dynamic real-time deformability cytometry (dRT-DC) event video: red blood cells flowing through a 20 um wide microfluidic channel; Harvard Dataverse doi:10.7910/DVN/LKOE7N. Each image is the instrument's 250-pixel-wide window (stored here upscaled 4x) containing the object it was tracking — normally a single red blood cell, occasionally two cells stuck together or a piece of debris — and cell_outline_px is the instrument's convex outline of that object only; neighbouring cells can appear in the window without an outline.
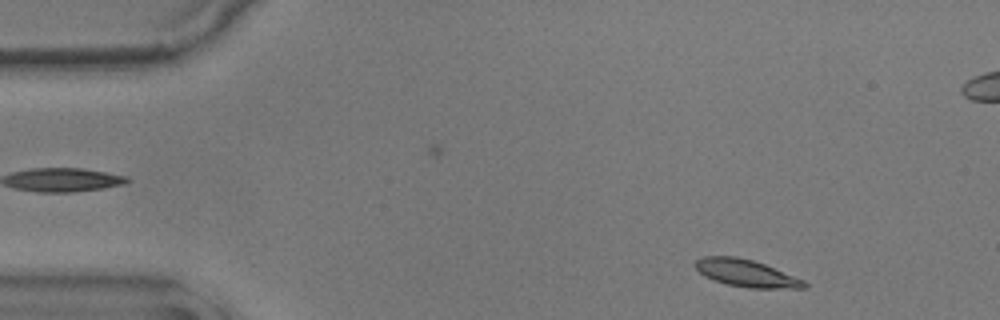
{"species": "common noctule bat (a hibernating species)", "species_latin": "Nyctalus noctula", "temperature_condition": "warm", "stored_images_in_passage": 53, "camera_frame_rate_fps": 3000, "um_per_image_px": 0.085, "animal": {"sex": "male", "body_mass_g": 17.9}, "frame": {"image": 1, "passage_image": 3, "time_ms": 0.667, "image_size_px": [1000, 320], "cell_outline_px": [[808, 288], [748, 288], [728, 284], [704, 276], [692, 264], [696, 260], [704, 256], [736, 256], [752, 260], [764, 264], [804, 280], [808, 284]], "centroid_in_image_um": [63.42, 23.22], "position_along_channel_um": 21.6, "area_um2": 17.17}}
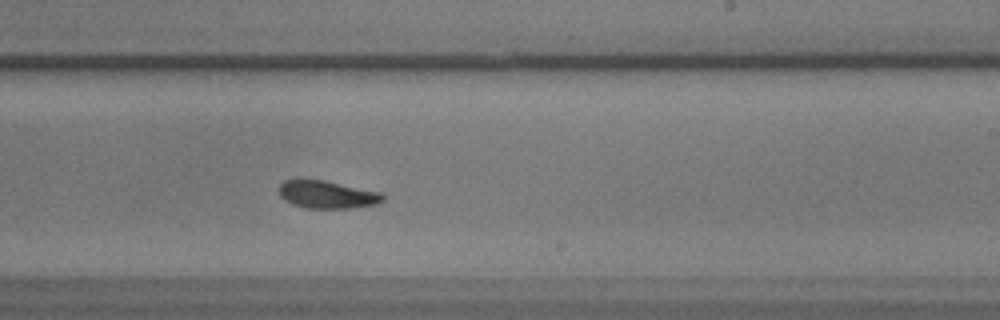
{"frame": {"image": 2, "passage_image": 30, "time_ms": 9.667, "image_size_px": [1000, 320], "cell_outline_px": [[384, 200], [376, 204], [352, 208], [308, 208], [292, 204], [284, 200], [280, 196], [280, 184], [284, 180], [324, 180], [380, 192], [384, 196]], "centroid_in_image_um": [27.81, 16.54], "position_along_channel_um": 261.2, "area_um2": 16.59}}
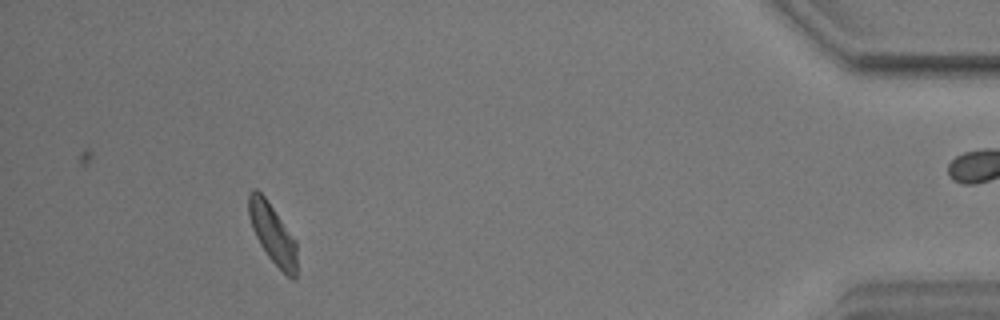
{"frame": {"image": 3, "passage_image": 48, "time_ms": 15.667, "image_size_px": [1000, 320], "cell_outline_px": [[296, 276], [292, 280], [268, 256], [260, 244], [252, 228], [248, 216], [248, 192], [252, 188], [256, 188], [264, 196], [296, 240]], "centroid_in_image_um": [23.14, 19.81], "position_along_channel_um": 412.1, "area_um2": 16.59}}